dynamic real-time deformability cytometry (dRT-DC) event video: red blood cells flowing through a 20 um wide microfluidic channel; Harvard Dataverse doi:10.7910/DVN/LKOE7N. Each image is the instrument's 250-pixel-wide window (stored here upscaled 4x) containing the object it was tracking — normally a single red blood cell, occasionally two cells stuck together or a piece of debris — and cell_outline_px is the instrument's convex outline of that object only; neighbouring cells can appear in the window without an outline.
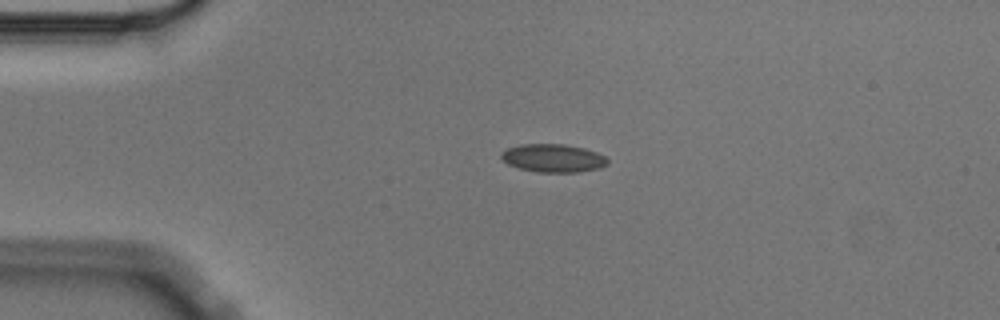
{"species": "Egyptian fruit bat (a non-hibernating species)", "species_latin": "Rousettus aegyptiacus", "temperature_condition": "cold", "stored_images_in_passage": 4, "camera_frame_rate_fps": 3000, "um_per_image_px": 0.085, "animal": {"sex": "male"}, "frame": {"image": 1, "passage_image": 3, "time_ms": 0.667, "image_size_px": [1000, 320], "cell_outline_px": [[608, 164], [600, 168], [576, 172], [536, 172], [520, 168], [508, 164], [500, 156], [500, 152], [508, 148], [520, 144], [564, 144], [584, 148], [596, 152], [604, 156], [608, 160]], "centroid_in_image_um": [47.01, 13.44], "position_along_channel_um": 38.0, "area_um2": 17.4}}